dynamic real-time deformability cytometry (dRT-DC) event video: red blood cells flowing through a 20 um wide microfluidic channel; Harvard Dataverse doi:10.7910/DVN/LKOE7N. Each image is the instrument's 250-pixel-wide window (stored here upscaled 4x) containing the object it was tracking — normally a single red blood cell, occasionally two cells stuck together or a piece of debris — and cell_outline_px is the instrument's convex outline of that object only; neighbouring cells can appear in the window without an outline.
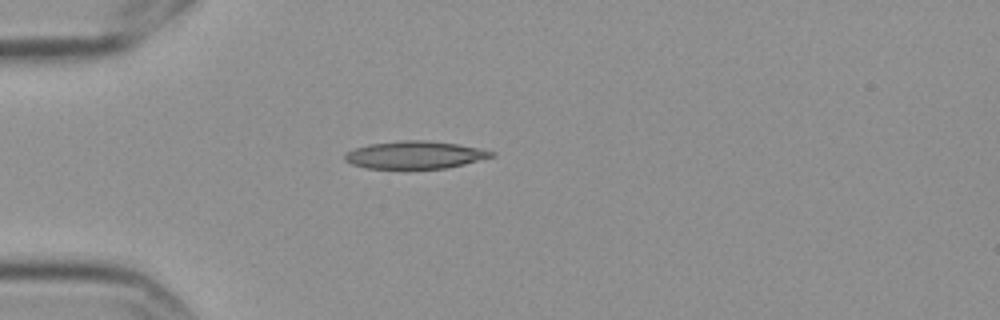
{"species": "Egyptian fruit bat (a non-hibernating species)", "species_latin": "Rousettus aegyptiacus", "temperature_condition": "cold", "stored_images_in_passage": 6, "camera_frame_rate_fps": 3000, "um_per_image_px": 0.085, "frame": {"image": 1, "passage_image": 1, "time_ms": 0.0, "image_size_px": [1000, 320], "cell_outline_px": [[496, 156], [464, 164], [444, 168], [368, 168], [352, 164], [344, 160], [344, 156], [348, 152], [356, 148], [368, 144], [400, 140], [424, 140], [460, 144], [480, 148], [496, 152]], "centroid_in_image_um": [35.32, 13.15], "position_along_channel_um": 49.7, "area_um2": 23.52}}
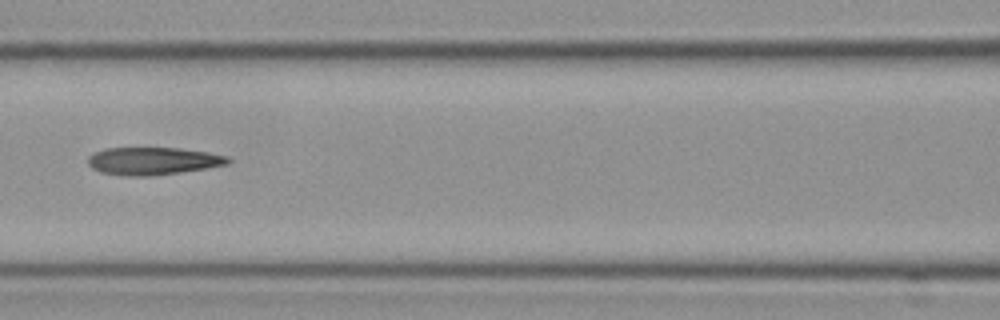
{"frame": {"image": 2, "passage_image": 4, "time_ms": 1.0, "image_size_px": [1000, 320], "cell_outline_px": [[232, 160], [228, 164], [180, 172], [144, 176], [128, 176], [100, 172], [92, 168], [88, 164], [88, 156], [92, 152], [104, 148], [180, 148], [208, 152], [228, 156]], "centroid_in_image_um": [12.97, 13.67], "position_along_channel_um": 153.6, "area_um2": 22.48}}
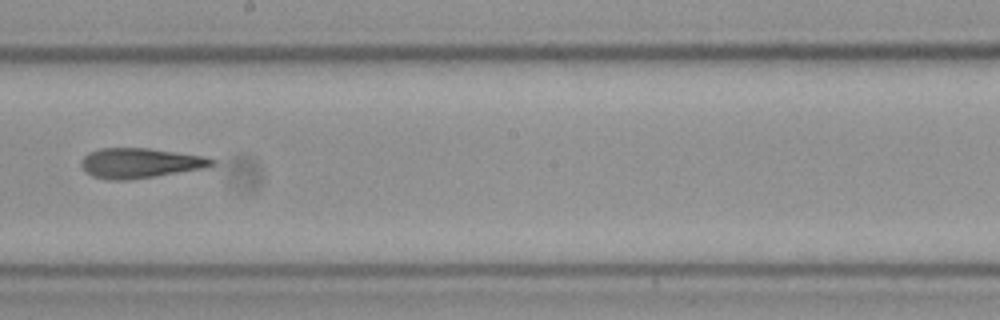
{"frame": {"image": 3, "passage_image": 6, "time_ms": 1.667, "image_size_px": [1000, 320], "cell_outline_px": [[216, 164], [208, 168], [128, 180], [108, 180], [92, 176], [84, 172], [80, 164], [80, 160], [88, 152], [100, 148], [148, 148], [204, 156], [216, 160]], "centroid_in_image_um": [11.89, 13.86], "position_along_channel_um": 236.3, "area_um2": 23.12}}